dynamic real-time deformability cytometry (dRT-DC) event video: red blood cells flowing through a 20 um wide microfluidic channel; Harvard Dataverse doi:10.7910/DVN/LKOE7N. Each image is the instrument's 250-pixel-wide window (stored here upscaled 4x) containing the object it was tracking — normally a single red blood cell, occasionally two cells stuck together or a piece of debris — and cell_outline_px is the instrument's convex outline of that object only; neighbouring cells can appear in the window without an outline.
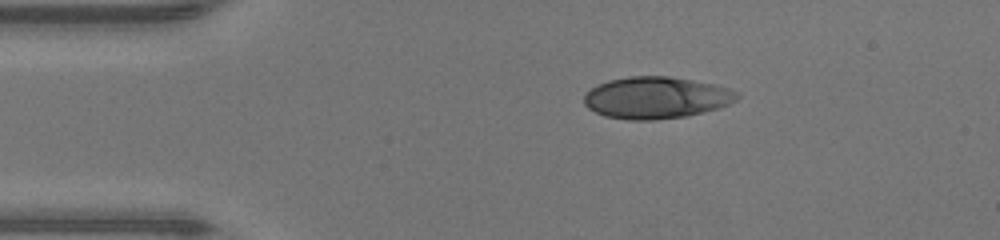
{"species": "human", "species_latin": "Homo sapiens", "temperature_condition": "warm", "stored_images_in_passage": 39, "camera_frame_rate_fps": 3000, "um_per_image_px": 0.085, "donor": {"sex": "male"}, "frame": {"image": 1, "passage_image": 1, "time_ms": 0.0, "image_size_px": [1000, 240], "cell_outline_px": [[740, 96], [736, 100], [728, 104], [716, 108], [688, 116], [656, 120], [628, 120], [604, 116], [588, 108], [584, 104], [584, 96], [596, 84], [608, 80], [628, 76], [668, 76], [692, 80], [712, 84], [728, 88], [740, 92]], "centroid_in_image_um": [55.76, 8.3], "position_along_channel_um": 29.2, "area_um2": 37.34}}
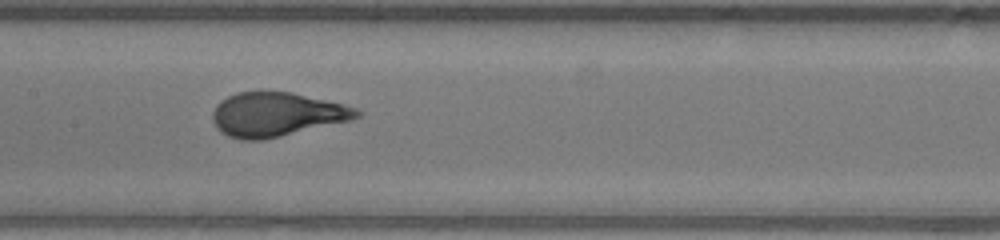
{"frame": {"image": 2, "passage_image": 15, "time_ms": 4.667, "image_size_px": [1000, 240], "cell_outline_px": [[364, 112], [360, 116], [352, 120], [280, 136], [260, 140], [240, 140], [228, 136], [220, 132], [216, 128], [212, 120], [212, 112], [216, 104], [220, 100], [236, 92], [260, 88], [292, 92], [356, 108]], "centroid_in_image_um": [23.44, 9.69], "position_along_channel_um": 184.0, "area_um2": 37.74}}
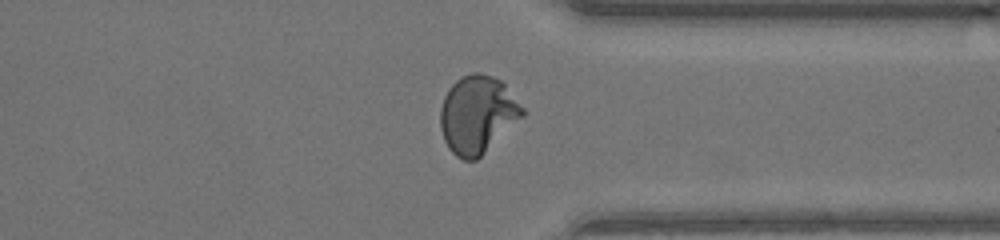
{"frame": {"image": 3, "passage_image": 28, "time_ms": 9.0, "image_size_px": [1000, 240], "cell_outline_px": [[524, 116], [476, 160], [464, 160], [456, 156], [448, 148], [444, 140], [440, 128], [440, 108], [444, 96], [448, 88], [460, 76], [472, 72], [480, 72], [492, 76], [500, 80], [504, 84], [524, 108]], "centroid_in_image_um": [40.56, 9.72], "position_along_channel_um": 370.8, "area_um2": 37.22}, "authors_computed_cell_mechanics": {"area_um2": 36.7608, "velocity_mm_per_s": 4.393, "shape_relaxation_time_tau1_ms": 4.0966, "shape_relaxation_time_tau2_ms": null, "deformation_change_tau1": 0.2581, "deformation_change_tau2": null}}